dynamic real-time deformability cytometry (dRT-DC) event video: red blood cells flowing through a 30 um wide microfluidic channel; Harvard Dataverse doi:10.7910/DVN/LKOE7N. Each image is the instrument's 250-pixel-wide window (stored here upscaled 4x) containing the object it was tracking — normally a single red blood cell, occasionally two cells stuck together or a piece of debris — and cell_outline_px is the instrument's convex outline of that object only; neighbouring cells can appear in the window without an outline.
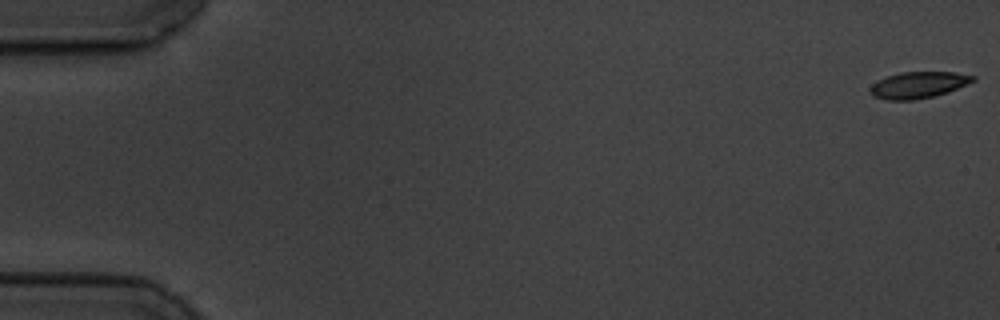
{"species": "common noctule bat (a hibernating species)", "species_latin": "Nyctalus noctula", "temperature_condition": "cold", "stored_images_in_passage": 15, "camera_frame_rate_fps": 3000, "um_per_image_px": 0.085, "animal": {"sex": "male", "body_mass_g": 19.5, "forearm_length_mm": 54.6}, "frame": {"image": 1, "passage_image": 1, "time_ms": 0.0, "image_size_px": [1000, 320], "cell_outline_px": [[976, 80], [968, 84], [948, 92], [916, 100], [888, 100], [872, 96], [868, 92], [868, 88], [876, 80], [884, 76], [900, 72], [956, 72], [976, 76]], "centroid_in_image_um": [78.01, 7.21], "position_along_channel_um": 7.0, "area_um2": 16.18}}
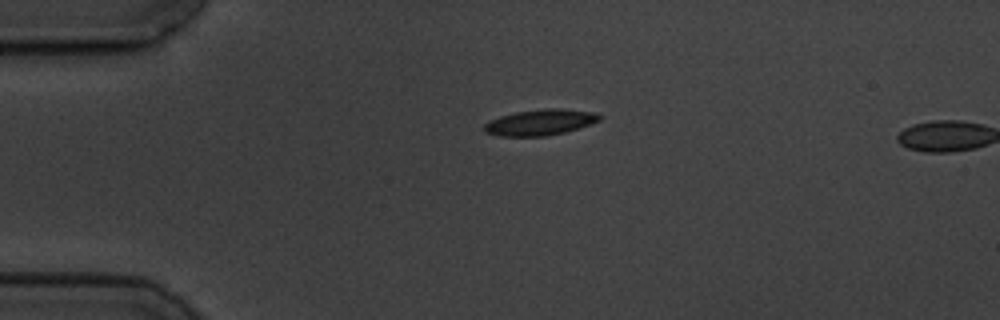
{"frame": {"image": 2, "passage_image": 14, "time_ms": 4.333, "image_size_px": [1000, 320], "cell_outline_px": [[604, 116], [600, 120], [564, 132], [548, 136], [500, 136], [484, 132], [484, 124], [488, 120], [500, 116], [516, 112], [544, 108], [560, 108], [592, 112]], "centroid_in_image_um": [45.87, 10.39], "position_along_channel_um": 39.1, "area_um2": 17.34}}